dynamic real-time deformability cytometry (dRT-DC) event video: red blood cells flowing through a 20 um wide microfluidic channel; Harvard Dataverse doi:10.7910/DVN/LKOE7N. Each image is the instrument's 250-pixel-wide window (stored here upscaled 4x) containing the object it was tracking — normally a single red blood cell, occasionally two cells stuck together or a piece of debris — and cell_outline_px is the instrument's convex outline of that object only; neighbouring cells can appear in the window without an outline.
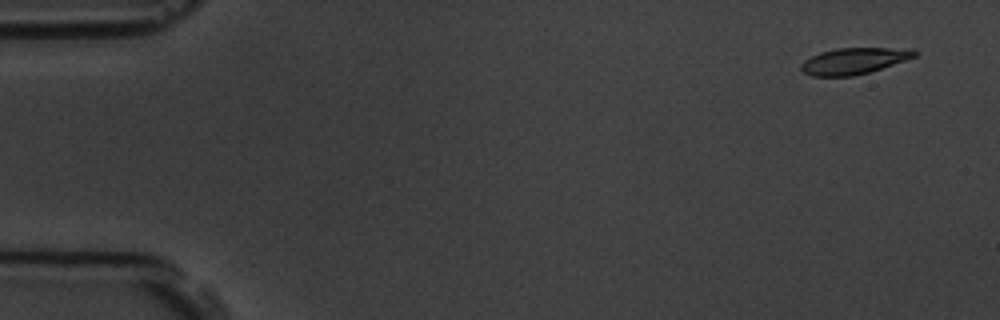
{"species": "common noctule bat (a hibernating species)", "species_latin": "Nyctalus noctula", "temperature_condition": "room temperature", "stored_images_in_passage": 4, "camera_frame_rate_fps": 3000, "um_per_image_px": 0.085, "animal": {"sex": "male", "body_mass_g": 19.5, "forearm_length_mm": 54.6}, "frame": {"image": 1, "passage_image": 1, "time_ms": 0.0, "image_size_px": [1000, 320], "cell_outline_px": [[920, 52], [916, 56], [868, 72], [852, 76], [812, 76], [804, 72], [800, 68], [800, 64], [804, 60], [820, 52], [836, 48], [916, 48]], "centroid_in_image_um": [72.6, 5.16], "position_along_channel_um": 12.4, "area_um2": 17.34}}
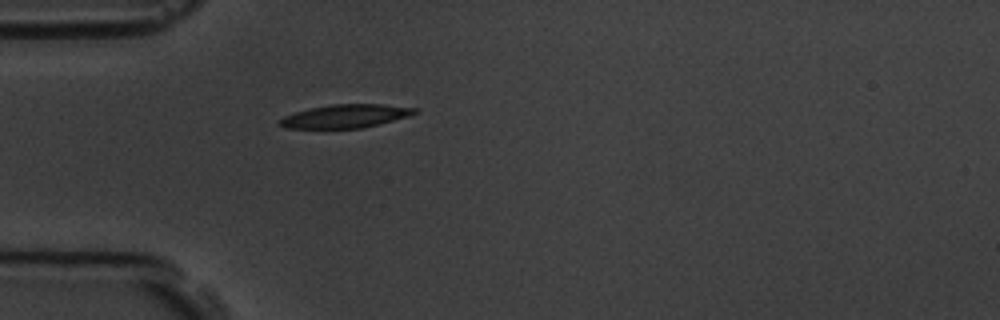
{"frame": {"image": 2, "passage_image": 4, "time_ms": 4.333, "image_size_px": [1000, 320], "cell_outline_px": [[420, 108], [416, 112], [408, 116], [364, 128], [284, 128], [280, 124], [280, 120], [284, 116], [308, 108], [332, 104], [384, 104]], "centroid_in_image_um": [29.39, 9.86], "position_along_channel_um": 55.6, "area_um2": 18.32}}